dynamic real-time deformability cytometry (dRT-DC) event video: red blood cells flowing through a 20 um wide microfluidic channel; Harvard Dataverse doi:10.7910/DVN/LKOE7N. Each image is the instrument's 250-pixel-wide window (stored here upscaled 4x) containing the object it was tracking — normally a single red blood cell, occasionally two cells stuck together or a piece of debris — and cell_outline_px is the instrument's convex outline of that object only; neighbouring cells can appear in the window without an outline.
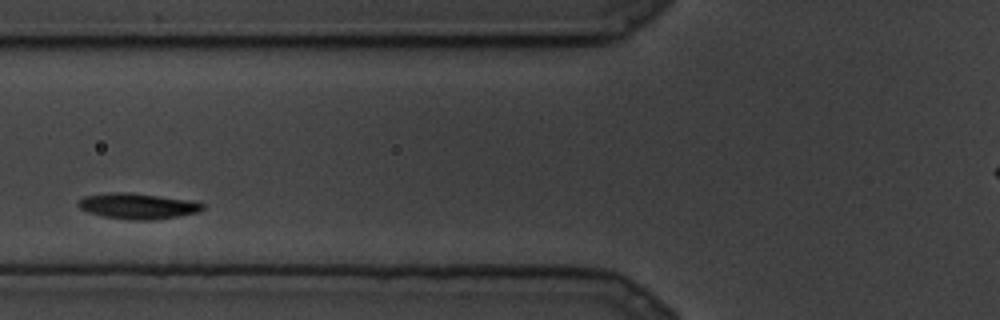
{"species": "common noctule bat (a hibernating species)", "species_latin": "Nyctalus noctula", "temperature_condition": "cold", "stored_images_in_passage": 9, "camera_frame_rate_fps": 3000, "um_per_image_px": 0.085, "animal": {"sex": "male", "body_mass_g": 19.5, "forearm_length_mm": 54.6}, "frame": {"image": 1, "passage_image": 4, "time_ms": 1.0, "image_size_px": [1000, 320], "cell_outline_px": [[204, 208], [200, 212], [152, 220], [128, 220], [104, 216], [88, 212], [80, 208], [76, 204], [84, 196], [108, 192], [128, 192], [192, 200], [204, 204]], "centroid_in_image_um": [11.7, 17.51], "position_along_channel_um": 114.1, "area_um2": 18.67}}
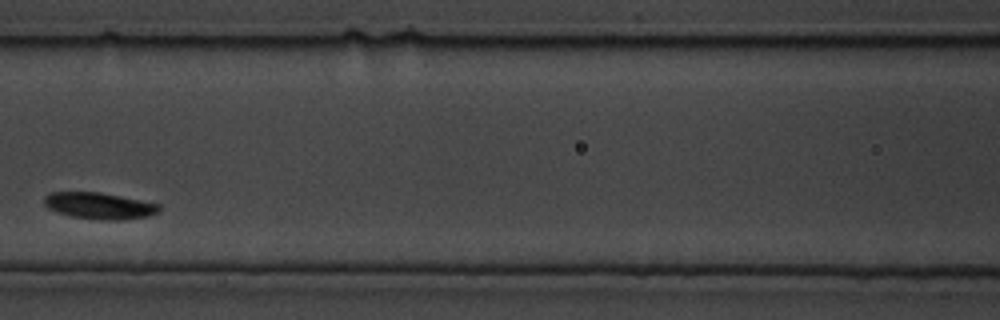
{"frame": {"image": 2, "passage_image": 6, "time_ms": 1.667, "image_size_px": [1000, 320], "cell_outline_px": [[160, 208], [156, 212], [148, 216], [116, 220], [96, 220], [72, 216], [56, 212], [48, 208], [44, 204], [44, 196], [48, 192], [100, 192], [160, 204]], "centroid_in_image_um": [8.39, 17.48], "position_along_channel_um": 158.2, "area_um2": 17.69}}
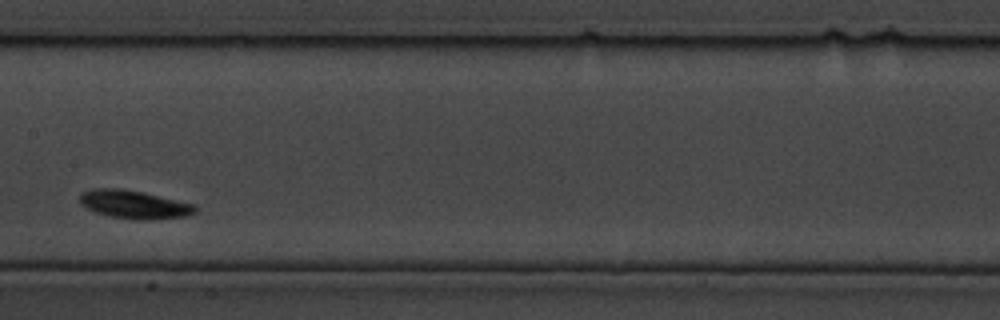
{"frame": {"image": 3, "passage_image": 8, "time_ms": 2.333, "image_size_px": [1000, 320], "cell_outline_px": [[196, 212], [184, 216], [152, 220], [132, 220], [108, 216], [96, 212], [80, 204], [80, 192], [92, 188], [120, 188], [144, 192], [196, 204]], "centroid_in_image_um": [11.39, 17.37], "position_along_channel_um": 196.0, "area_um2": 19.31}}